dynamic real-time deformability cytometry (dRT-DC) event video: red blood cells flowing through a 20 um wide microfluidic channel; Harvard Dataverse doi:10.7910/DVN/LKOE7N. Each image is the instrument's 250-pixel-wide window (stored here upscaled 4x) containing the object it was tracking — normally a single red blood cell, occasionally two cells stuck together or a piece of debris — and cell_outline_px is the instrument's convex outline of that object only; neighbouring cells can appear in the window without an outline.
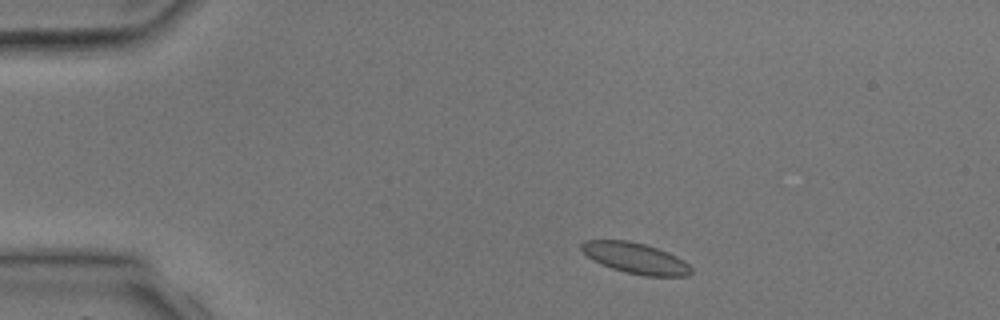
{"species": "common noctule bat (a hibernating species)", "species_latin": "Nyctalus noctula", "temperature_condition": "room temperature", "stored_images_in_passage": 3, "camera_frame_rate_fps": 3000, "um_per_image_px": 0.085, "animal": {"sex": "male", "body_mass_g": 17.9, "forearm_length_mm": 54.2}, "frame": {"image": 1, "passage_image": 2, "time_ms": 1.0, "image_size_px": [1000, 320], "cell_outline_px": [[692, 272], [688, 276], [644, 276], [624, 272], [612, 268], [592, 260], [580, 248], [580, 244], [584, 240], [628, 240], [644, 244], [668, 252], [684, 260], [692, 268]], "centroid_in_image_um": [54.02, 21.94], "position_along_channel_um": 31.0, "area_um2": 19.71}}